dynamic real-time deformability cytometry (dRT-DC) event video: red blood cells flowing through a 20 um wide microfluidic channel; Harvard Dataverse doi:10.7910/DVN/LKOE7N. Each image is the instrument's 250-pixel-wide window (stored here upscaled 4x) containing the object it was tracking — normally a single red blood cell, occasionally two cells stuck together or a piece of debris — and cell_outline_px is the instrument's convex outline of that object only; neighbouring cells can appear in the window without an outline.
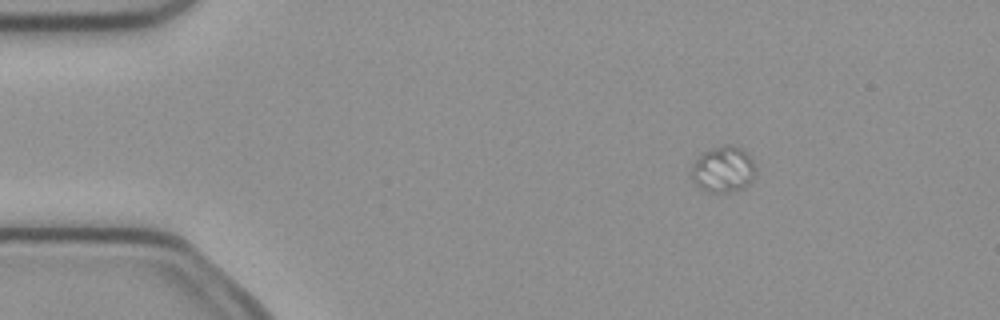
{"species": "common noctule bat (a hibernating species)", "species_latin": "Nyctalus noctula", "temperature_condition": "cold", "stored_images_in_passage": 3, "camera_frame_rate_fps": 3000, "um_per_image_px": 0.085, "animal": {"sex": "female", "body_mass_g": 21.9}, "frame": {"image": 1, "passage_image": 1, "time_ms": 0.0, "image_size_px": [1000, 320], "cell_outline_px": [[756, 172], [752, 180], [744, 188], [728, 192], [708, 192], [696, 184], [692, 176], [692, 164], [704, 152], [712, 148], [724, 144], [732, 144], [740, 148], [752, 160], [756, 168]], "centroid_in_image_um": [61.49, 14.39], "position_along_channel_um": 23.5, "area_um2": 17.05}}